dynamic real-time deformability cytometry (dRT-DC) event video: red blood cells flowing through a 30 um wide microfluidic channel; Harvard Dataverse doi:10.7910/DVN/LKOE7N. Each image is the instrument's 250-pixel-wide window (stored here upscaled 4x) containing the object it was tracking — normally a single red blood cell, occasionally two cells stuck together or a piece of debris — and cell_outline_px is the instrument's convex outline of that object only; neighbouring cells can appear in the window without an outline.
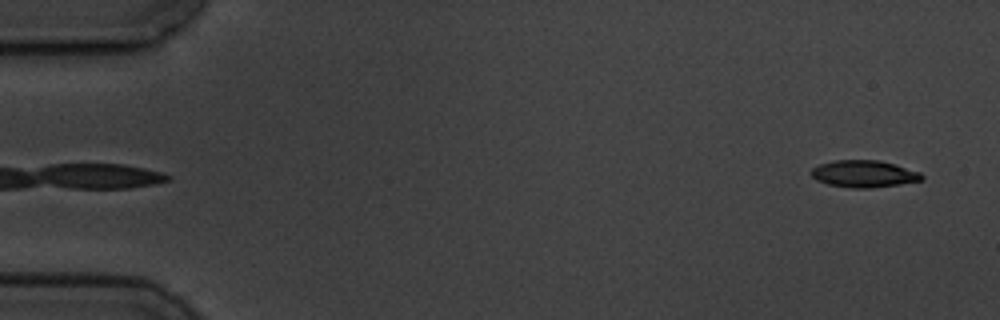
{"species": "common noctule bat (a hibernating species)", "species_latin": "Nyctalus noctula", "temperature_condition": "cold", "stored_images_in_passage": 6, "segment_of_instrument_passage": [2, 2], "camera_frame_rate_fps": 3000, "um_per_image_px": 0.085, "animal": {"sex": "male", "body_mass_g": 19.5, "forearm_length_mm": 54.6}, "frame": {"image": 1, "passage_image": 6, "time_ms": 5.667, "image_size_px": [1000, 320], "cell_outline_px": [[924, 180], [900, 184], [868, 188], [852, 188], [828, 184], [816, 180], [812, 176], [812, 168], [820, 164], [836, 160], [880, 160], [896, 164], [920, 172], [924, 176]], "centroid_in_image_um": [73.47, 14.77], "position_along_channel_um": 11.5, "area_um2": 17.4}}